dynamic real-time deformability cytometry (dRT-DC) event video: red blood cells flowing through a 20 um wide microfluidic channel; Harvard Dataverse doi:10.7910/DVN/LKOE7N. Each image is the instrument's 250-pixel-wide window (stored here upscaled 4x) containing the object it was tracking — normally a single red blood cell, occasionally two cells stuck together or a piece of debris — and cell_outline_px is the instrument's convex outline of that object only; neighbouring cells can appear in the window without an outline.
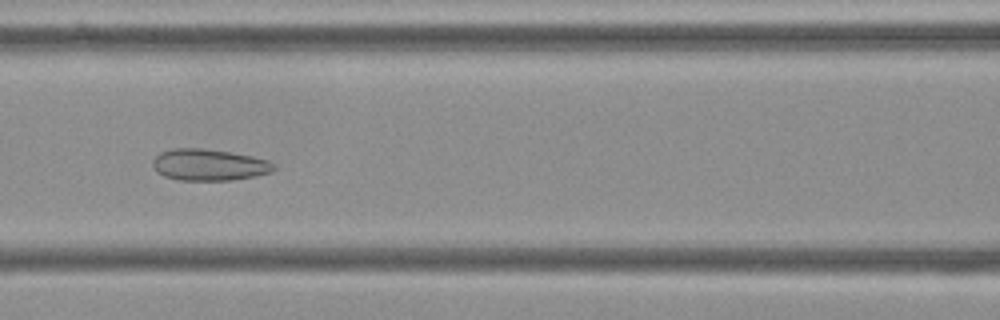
{"species": "Egyptian fruit bat (a non-hibernating species)", "species_latin": "Rousettus aegyptiacus", "temperature_condition": "cold", "stored_images_in_passage": 54, "camera_frame_rate_fps": 3000, "um_per_image_px": 0.085, "frame": {"image": 1, "passage_image": 23, "time_ms": 7.333, "image_size_px": [1000, 320], "cell_outline_px": [[276, 168], [272, 172], [256, 176], [232, 180], [180, 180], [164, 176], [156, 172], [152, 168], [152, 160], [160, 152], [172, 148], [200, 148], [228, 152], [252, 156], [268, 160], [276, 164]], "centroid_in_image_um": [17.76, 14.01], "position_along_channel_um": 148.8, "area_um2": 22.43}}
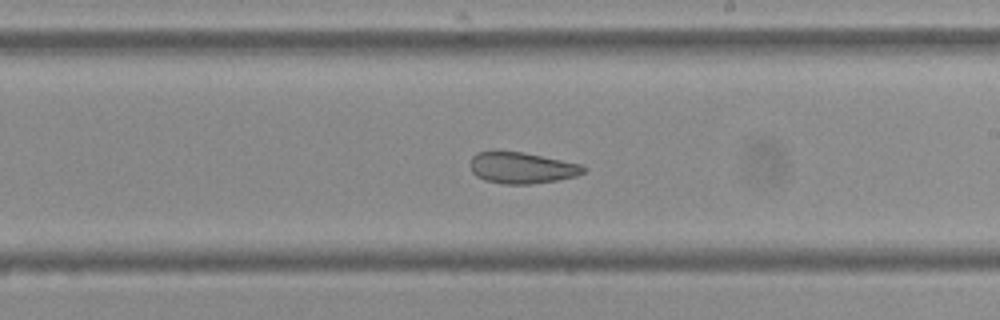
{"frame": {"image": 2, "passage_image": 31, "time_ms": 10.0, "image_size_px": [1000, 320], "cell_outline_px": [[588, 168], [584, 172], [576, 176], [560, 180], [528, 184], [504, 184], [484, 180], [476, 176], [472, 172], [468, 164], [472, 156], [476, 152], [496, 148], [524, 152], [580, 164]], "centroid_in_image_um": [44.28, 14.23], "position_along_channel_um": 244.7, "area_um2": 21.39}}
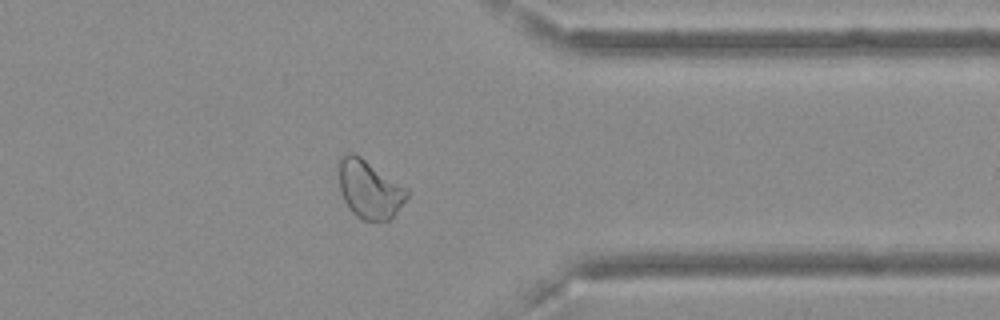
{"frame": {"image": 3, "passage_image": 43, "time_ms": 14.0, "image_size_px": [1000, 320], "cell_outline_px": [[408, 196], [392, 216], [384, 224], [360, 220], [348, 208], [340, 192], [336, 160], [348, 152], [352, 152], [360, 156], [408, 188]], "centroid_in_image_um": [31.35, 16.1], "position_along_channel_um": 380.0, "area_um2": 23.76}, "authors_computed_cell_mechanics": {"area_um2": 24.7095, "velocity_mm_per_s": 3.6057, "shape_relaxation_time_tau1_ms": null, "shape_relaxation_time_tau2_ms": 1.8567, "deformation_change_tau1": null, "deformation_change_tau2": 0.0868}}